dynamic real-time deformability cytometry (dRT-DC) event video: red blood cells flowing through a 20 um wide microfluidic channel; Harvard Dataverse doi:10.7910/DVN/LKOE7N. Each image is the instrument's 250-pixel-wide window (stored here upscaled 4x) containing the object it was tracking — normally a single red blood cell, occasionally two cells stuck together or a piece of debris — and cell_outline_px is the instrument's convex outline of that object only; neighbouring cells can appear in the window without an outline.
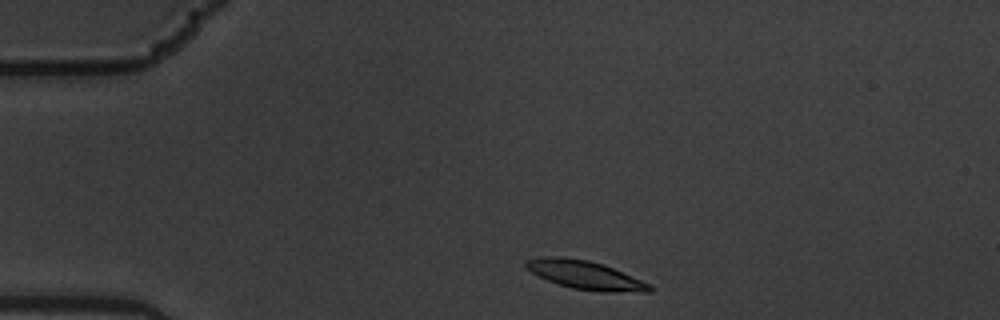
{"species": "common noctule bat (a hibernating species)", "species_latin": "Nyctalus noctula", "temperature_condition": "warm", "stored_images_in_passage": 7, "camera_frame_rate_fps": 3000, "um_per_image_px": 0.085, "animal": {"sex": "male", "body_mass_g": 19.5, "forearm_length_mm": 54.6}, "frame": {"image": 1, "passage_image": 1, "time_ms": 0.0, "image_size_px": [1000, 320], "cell_outline_px": [[652, 292], [604, 292], [572, 288], [548, 280], [532, 272], [524, 264], [524, 260], [540, 256], [560, 256], [588, 260], [604, 264], [640, 280], [648, 284], [652, 288]], "centroid_in_image_um": [49.72, 23.36], "position_along_channel_um": 35.3, "area_um2": 20.35}}
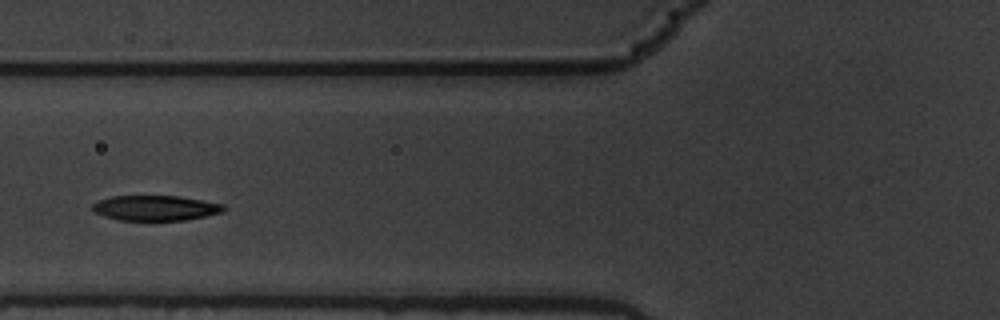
{"frame": {"image": 2, "passage_image": 4, "time_ms": 1.0, "image_size_px": [1000, 320], "cell_outline_px": [[228, 208], [224, 212], [184, 220], [120, 220], [104, 216], [92, 212], [92, 204], [100, 200], [112, 196], [180, 196], [224, 204]], "centroid_in_image_um": [13.23, 17.68], "position_along_channel_um": 112.6, "area_um2": 19.31}}
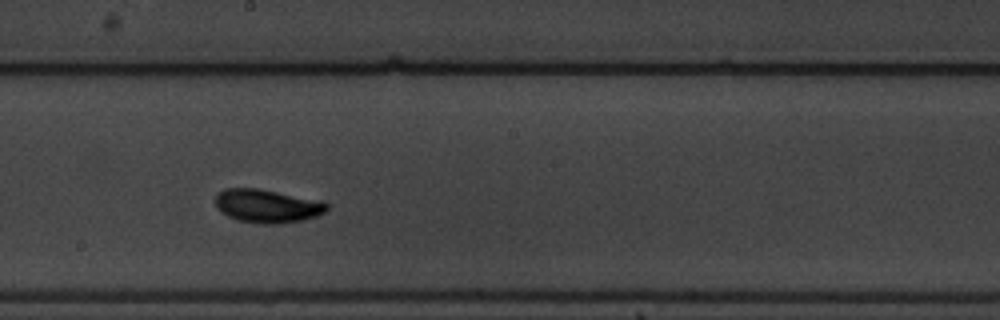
{"frame": {"image": 3, "passage_image": 7, "time_ms": 2.0, "image_size_px": [1000, 320], "cell_outline_px": [[328, 208], [324, 212], [316, 216], [304, 220], [276, 224], [260, 224], [240, 220], [228, 216], [220, 212], [216, 208], [216, 192], [224, 188], [256, 188], [320, 200], [328, 204]], "centroid_in_image_um": [22.68, 17.51], "position_along_channel_um": 225.5, "area_um2": 21.73}}